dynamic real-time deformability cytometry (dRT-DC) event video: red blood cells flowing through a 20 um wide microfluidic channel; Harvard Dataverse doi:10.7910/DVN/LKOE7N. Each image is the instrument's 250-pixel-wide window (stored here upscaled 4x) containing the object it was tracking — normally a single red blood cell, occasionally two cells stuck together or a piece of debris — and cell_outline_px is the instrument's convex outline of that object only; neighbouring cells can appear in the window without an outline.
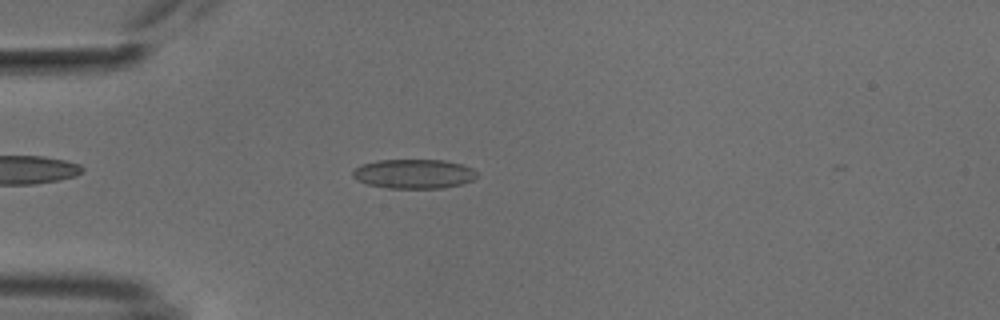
{"species": "common noctule bat (a hibernating species)", "species_latin": "Nyctalus noctula", "temperature_condition": "cold", "stored_images_in_passage": 45, "camera_frame_rate_fps": 3000, "um_per_image_px": 0.085, "animal": {"sex": "male", "body_mass_g": 18.8}, "frame": {"image": 1, "passage_image": 8, "time_ms": 2.333, "image_size_px": [1000, 320], "cell_outline_px": [[480, 176], [472, 180], [460, 184], [444, 188], [388, 188], [368, 184], [356, 180], [352, 176], [352, 172], [360, 164], [376, 160], [444, 160], [464, 164], [472, 168]], "centroid_in_image_um": [35.19, 14.77], "position_along_channel_um": 49.8, "area_um2": 21.44}}
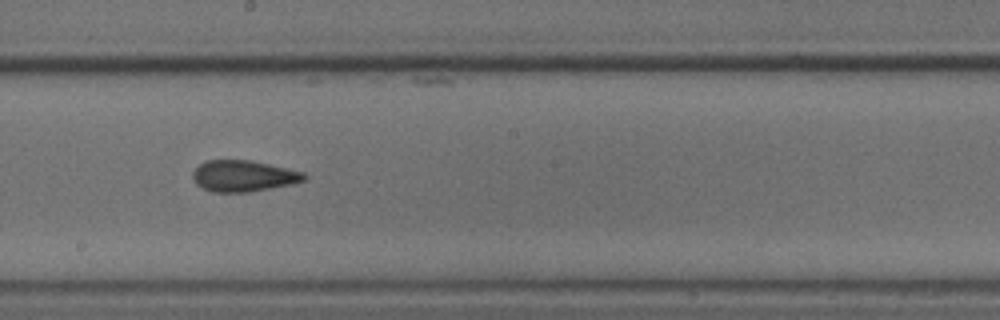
{"frame": {"image": 2, "passage_image": 23, "time_ms": 7.333, "image_size_px": [1000, 320], "cell_outline_px": [[308, 176], [304, 180], [292, 184], [248, 192], [212, 192], [196, 184], [192, 176], [192, 172], [200, 164], [208, 160], [252, 160], [304, 172]], "centroid_in_image_um": [20.7, 14.95], "position_along_channel_um": 227.5, "area_um2": 20.23}}
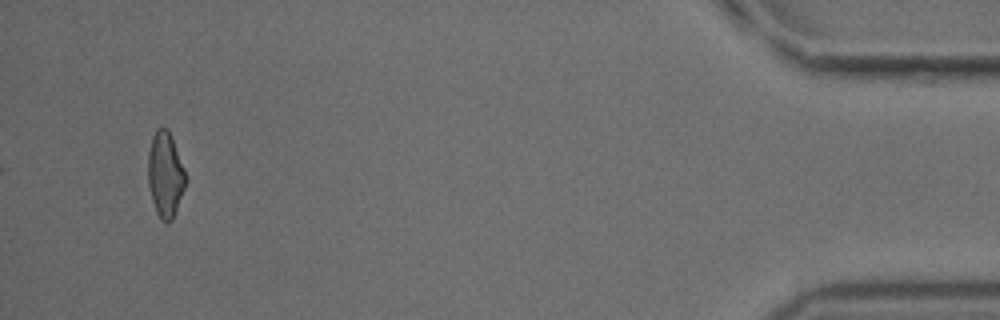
{"frame": {"image": 3, "passage_image": 44, "time_ms": 14.333, "image_size_px": [1000, 320], "cell_outline_px": [[188, 180], [172, 220], [168, 224], [160, 220], [156, 212], [152, 200], [148, 184], [148, 152], [152, 136], [156, 128], [168, 128], [184, 168]], "centroid_in_image_um": [14.05, 14.86], "position_along_channel_um": 421.1, "area_um2": 18.9}}